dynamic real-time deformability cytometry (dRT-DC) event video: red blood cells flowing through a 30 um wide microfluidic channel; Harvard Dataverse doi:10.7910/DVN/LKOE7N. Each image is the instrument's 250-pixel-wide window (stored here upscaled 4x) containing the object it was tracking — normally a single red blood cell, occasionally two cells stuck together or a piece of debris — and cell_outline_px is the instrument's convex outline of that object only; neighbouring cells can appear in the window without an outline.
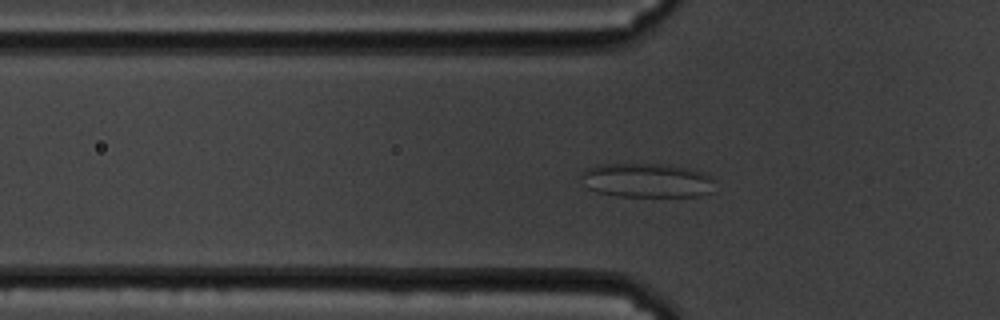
{"species": "common noctule bat (a hibernating species)", "species_latin": "Nyctalus noctula", "temperature_condition": "cold", "stored_images_in_passage": 61, "segment_of_instrument_passage": [1, 2], "camera_frame_rate_fps": 3000, "um_per_image_px": 0.085, "animal": {"sex": "male", "body_mass_g": 19.5, "forearm_length_mm": 54.6}, "frame": {"image": 1, "passage_image": 20, "time_ms": 6.333, "image_size_px": [1000, 320], "cell_outline_px": [[716, 180], [712, 192], [700, 196], [616, 196], [596, 192], [588, 188], [580, 172], [584, 168], [596, 164], [668, 164], [688, 168], [700, 172]], "centroid_in_image_um": [54.97, 15.33], "position_along_channel_um": 70.8, "area_um2": 26.88}}
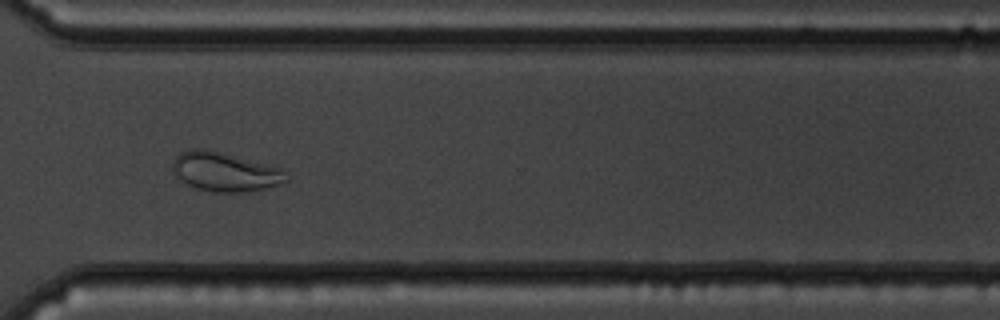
{"frame": {"image": 2, "passage_image": 45, "time_ms": 14.667, "image_size_px": [1000, 320], "cell_outline_px": [[288, 180], [284, 184], [244, 192], [216, 192], [196, 188], [180, 180], [172, 172], [172, 164], [176, 156], [180, 152], [188, 148], [208, 148], [280, 168], [284, 172]], "centroid_in_image_um": [19.08, 14.59], "position_along_channel_um": 351.5, "area_um2": 26.01}}
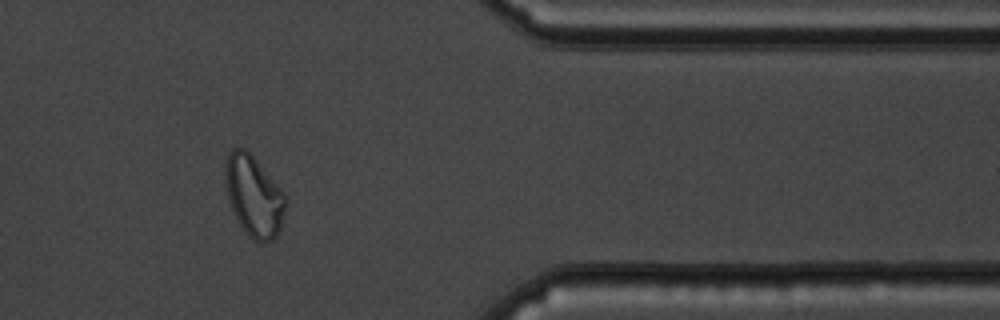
{"frame": {"image": 3, "passage_image": 50, "time_ms": 16.333, "image_size_px": [1000, 320], "cell_outline_px": [[288, 200], [280, 232], [272, 240], [264, 244], [260, 244], [252, 240], [248, 236], [240, 224], [232, 208], [228, 196], [224, 176], [224, 168], [228, 152], [232, 148], [244, 148], [256, 160], [288, 196]], "centroid_in_image_um": [21.61, 16.7], "position_along_channel_um": 389.8, "area_um2": 28.73}}